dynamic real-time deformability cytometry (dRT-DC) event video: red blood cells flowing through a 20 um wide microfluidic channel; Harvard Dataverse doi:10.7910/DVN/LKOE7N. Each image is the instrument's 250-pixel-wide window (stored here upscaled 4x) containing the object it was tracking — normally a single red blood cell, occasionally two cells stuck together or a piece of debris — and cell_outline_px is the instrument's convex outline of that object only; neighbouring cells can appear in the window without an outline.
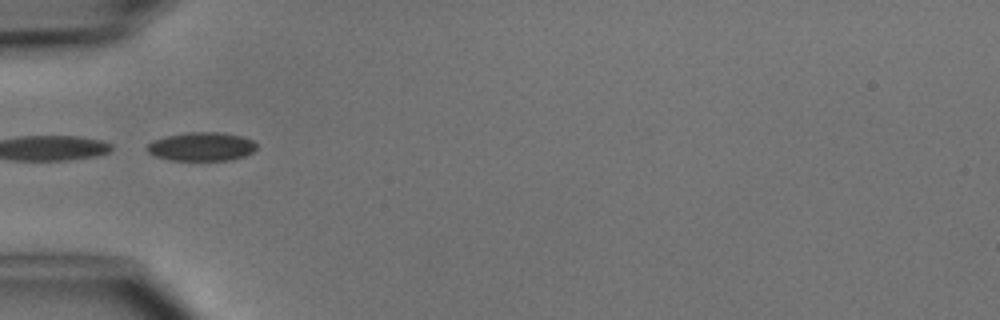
{"species": "common noctule bat (a hibernating species)", "species_latin": "Nyctalus noctula", "temperature_condition": "cold", "stored_images_in_passage": 5, "segment_of_instrument_passage": [2, 2], "camera_frame_rate_fps": 3000, "um_per_image_px": 0.085, "animal": {"sex": "male", "body_mass_g": 15.6}, "frame": {"image": 1, "passage_image": 4, "time_ms": 4.333, "image_size_px": [1000, 320], "cell_outline_px": [[256, 148], [252, 152], [244, 156], [232, 160], [168, 160], [156, 156], [148, 152], [144, 148], [152, 140], [184, 132], [224, 132], [240, 136], [252, 140], [256, 144]], "centroid_in_image_um": [17.11, 12.46], "position_along_channel_um": 67.9, "area_um2": 18.38}}